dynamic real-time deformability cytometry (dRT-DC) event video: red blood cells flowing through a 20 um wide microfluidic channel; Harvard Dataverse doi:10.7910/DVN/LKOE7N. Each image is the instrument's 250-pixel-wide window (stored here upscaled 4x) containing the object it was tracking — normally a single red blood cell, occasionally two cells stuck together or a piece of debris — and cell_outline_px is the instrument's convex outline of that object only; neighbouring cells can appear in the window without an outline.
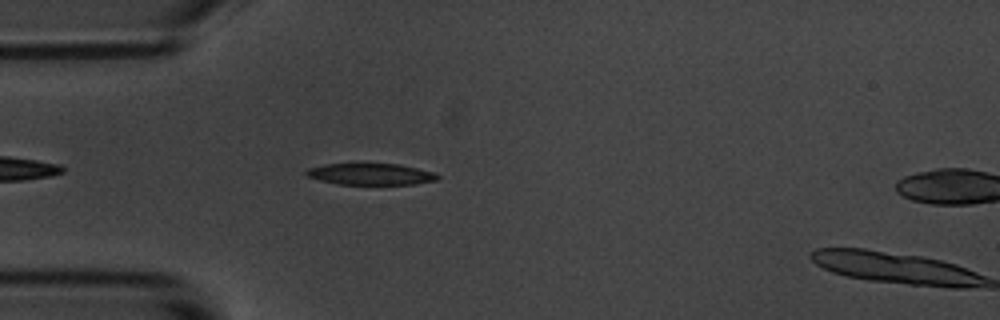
{"species": "common noctule bat (a hibernating species)", "species_latin": "Nyctalus noctula", "temperature_condition": "room temperature", "stored_images_in_passage": 6, "camera_frame_rate_fps": 3000, "um_per_image_px": 0.085, "animal": {"sex": "male", "body_mass_g": 20.1, "forearm_length_mm": 53.5}, "frame": {"image": 1, "passage_image": 5, "time_ms": 1.333, "image_size_px": [1000, 320], "cell_outline_px": [[440, 176], [436, 180], [416, 184], [336, 184], [320, 180], [308, 176], [304, 172], [308, 168], [324, 164], [400, 164], [432, 172]], "centroid_in_image_um": [31.49, 14.8], "position_along_channel_um": 53.5, "area_um2": 16.24}}